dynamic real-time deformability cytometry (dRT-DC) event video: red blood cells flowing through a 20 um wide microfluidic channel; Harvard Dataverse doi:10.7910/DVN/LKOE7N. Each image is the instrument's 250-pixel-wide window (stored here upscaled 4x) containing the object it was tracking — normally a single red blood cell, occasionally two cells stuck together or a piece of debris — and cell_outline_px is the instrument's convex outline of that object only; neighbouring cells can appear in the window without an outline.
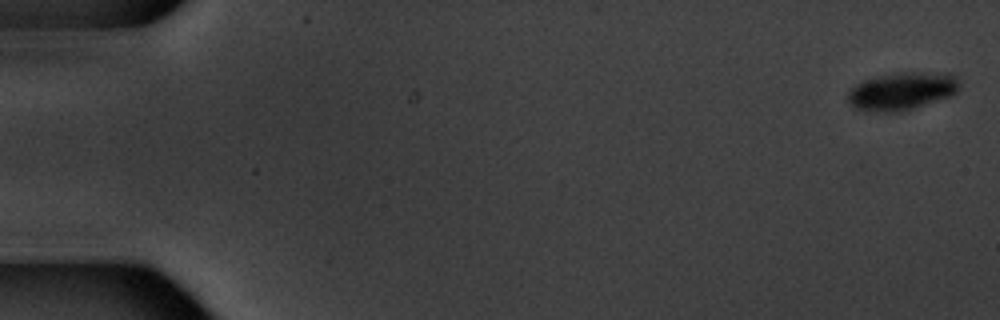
{"species": "common noctule bat (a hibernating species)", "species_latin": "Nyctalus noctula", "temperature_condition": "warm", "stored_images_in_passage": 8, "camera_frame_rate_fps": 3000, "um_per_image_px": 0.085, "animal": {"sex": "male", "body_mass_g": 20.1, "forearm_length_mm": 53.5}, "frame": {"image": 1, "passage_image": 1, "time_ms": 0.0, "image_size_px": [1000, 320], "cell_outline_px": [[960, 84], [956, 92], [948, 96], [912, 108], [896, 112], [884, 112], [856, 108], [848, 100], [848, 92], [856, 84], [864, 80], [876, 76], [896, 72], [948, 72], [956, 76]], "centroid_in_image_um": [76.68, 7.7], "position_along_channel_um": 8.3, "area_um2": 24.28}}
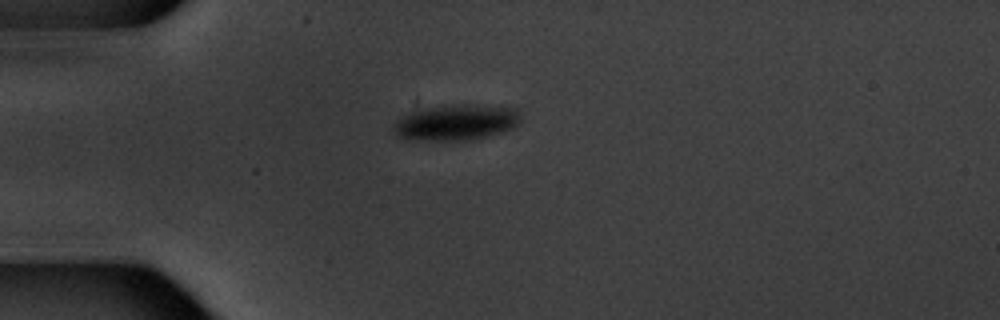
{"frame": {"image": 2, "passage_image": 5, "time_ms": 5.0, "image_size_px": [1000, 320], "cell_outline_px": [[520, 124], [512, 128], [488, 136], [472, 140], [408, 140], [396, 136], [392, 128], [396, 120], [408, 112], [416, 108], [452, 104], [500, 104], [516, 108], [520, 112]], "centroid_in_image_um": [38.77, 10.37], "position_along_channel_um": 46.2, "area_um2": 27.57}}